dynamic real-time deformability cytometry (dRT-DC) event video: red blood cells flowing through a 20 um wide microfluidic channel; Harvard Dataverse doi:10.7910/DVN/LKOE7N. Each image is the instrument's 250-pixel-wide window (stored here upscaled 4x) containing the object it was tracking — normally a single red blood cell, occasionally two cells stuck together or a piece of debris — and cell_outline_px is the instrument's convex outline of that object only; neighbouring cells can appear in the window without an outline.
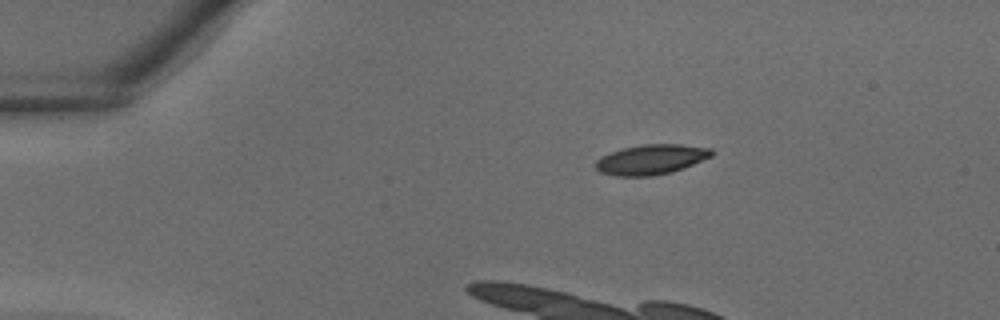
{"species": "common noctule bat (a hibernating species)", "species_latin": "Nyctalus noctula", "temperature_condition": "warm", "stored_images_in_passage": 31, "camera_frame_rate_fps": 3000, "um_per_image_px": 0.085, "animal": {"sex": "male", "body_mass_g": 18.8}, "frame": {"image": 1, "passage_image": 1, "time_ms": 0.0, "image_size_px": [1000, 320], "cell_outline_px": [[712, 156], [672, 172], [652, 176], [616, 176], [600, 172], [596, 168], [596, 160], [600, 156], [624, 148], [644, 144], [680, 144], [712, 148]], "centroid_in_image_um": [55.33, 13.56], "position_along_channel_um": 29.7, "area_um2": 20.11}}
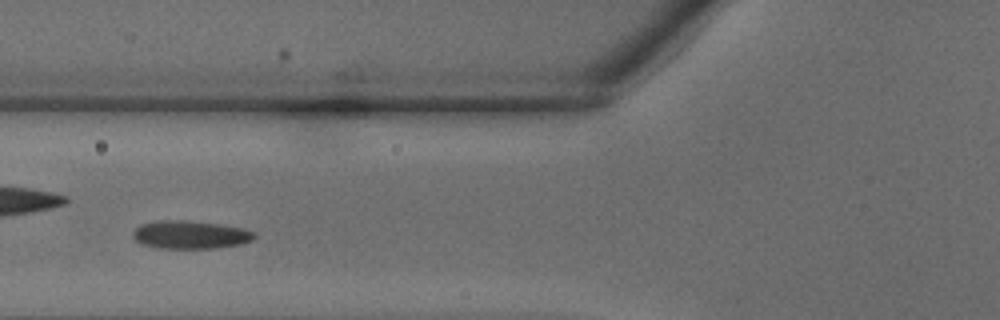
{"frame": {"image": 2, "passage_image": 10, "time_ms": 3.0, "image_size_px": [1000, 320], "cell_outline_px": [[256, 236], [252, 240], [240, 244], [216, 248], [156, 248], [140, 244], [132, 236], [132, 232], [140, 224], [160, 220], [184, 220], [220, 224], [244, 228], [256, 232]], "centroid_in_image_um": [16.17, 19.95], "position_along_channel_um": 109.6, "area_um2": 20.06}}
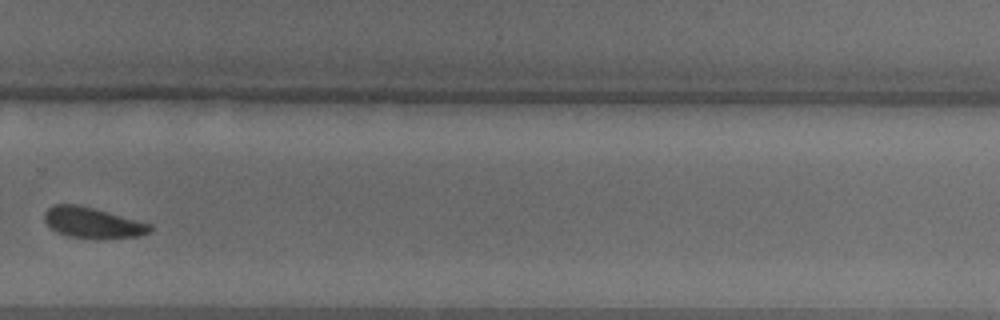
{"frame": {"image": 3, "passage_image": 22, "time_ms": 7.0, "image_size_px": [1000, 320], "cell_outline_px": [[152, 228], [148, 232], [140, 236], [68, 236], [56, 232], [44, 220], [44, 212], [52, 204], [80, 204], [152, 224]], "centroid_in_image_um": [7.82, 18.87], "position_along_channel_um": 322.0, "area_um2": 18.21}}